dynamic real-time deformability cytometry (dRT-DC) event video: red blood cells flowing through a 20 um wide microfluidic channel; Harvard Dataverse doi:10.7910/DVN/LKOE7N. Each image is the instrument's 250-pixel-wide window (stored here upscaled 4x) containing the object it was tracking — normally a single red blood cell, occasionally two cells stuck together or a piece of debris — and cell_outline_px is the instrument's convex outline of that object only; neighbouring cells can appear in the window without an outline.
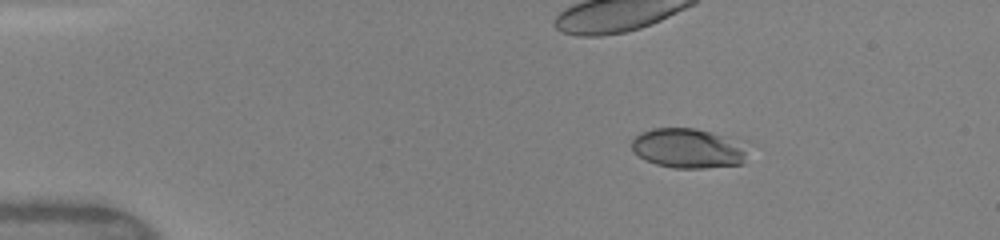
{"species": "human", "species_latin": "Homo sapiens", "temperature_condition": "warm", "stored_images_in_passage": 42, "camera_frame_rate_fps": 3000, "um_per_image_px": 0.085, "donor": {"sex": "female"}, "frame": {"image": 1, "passage_image": 1, "time_ms": 0.0, "image_size_px": [1000, 240], "cell_outline_px": [[748, 140], [744, 164], [704, 168], [672, 168], [656, 164], [632, 152], [632, 140], [640, 132], [652, 128], [696, 128]], "centroid_in_image_um": [58.6, 12.58], "position_along_channel_um": 26.4, "area_um2": 27.63}}
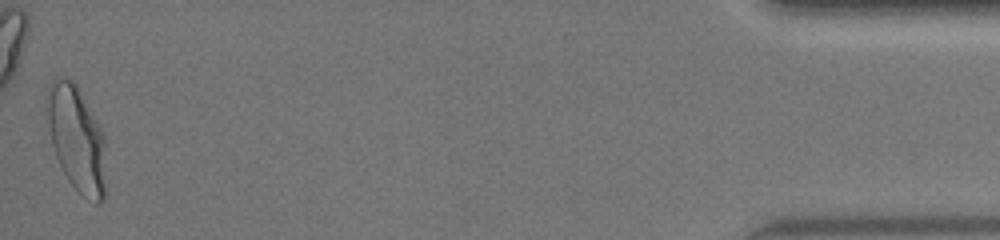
{"frame": {"image": 2, "passage_image": 42, "time_ms": 13.667, "image_size_px": [1000, 240], "cell_outline_px": [[104, 200], [100, 204], [96, 204], [84, 196], [68, 180], [56, 156], [52, 144], [48, 120], [48, 88], [52, 80], [56, 76], [60, 76], [72, 80], [76, 84], [104, 132]], "centroid_in_image_um": [6.52, 11.77], "position_along_channel_um": 428.7, "area_um2": 35.66}, "authors_computed_cell_mechanics": {"area_um2": 28.9, "velocity_mm_per_s": 4.1209, "shape_relaxation_time_tau1_ms": 3.4079, "shape_relaxation_time_tau2_ms": null, "deformation_change_tau1": 0.196, "deformation_change_tau2": null}}